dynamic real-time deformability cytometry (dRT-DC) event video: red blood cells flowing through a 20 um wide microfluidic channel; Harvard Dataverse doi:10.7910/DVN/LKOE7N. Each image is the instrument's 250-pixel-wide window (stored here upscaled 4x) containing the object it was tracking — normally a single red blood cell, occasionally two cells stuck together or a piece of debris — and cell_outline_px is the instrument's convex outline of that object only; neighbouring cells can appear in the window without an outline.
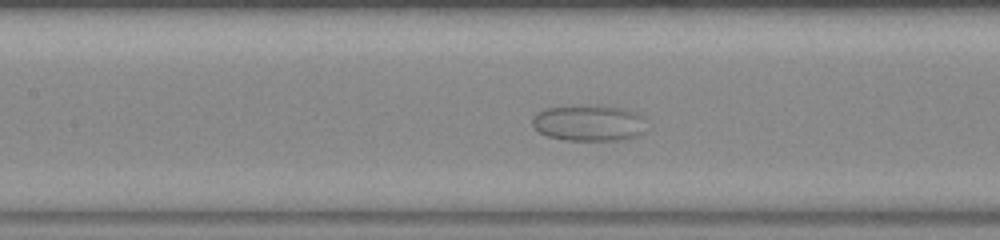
{"species": "common noctule bat (a hibernating species)", "species_latin": "Nyctalus noctula", "temperature_condition": "warm", "stored_images_in_passage": 55, "camera_frame_rate_fps": 3000, "um_per_image_px": 0.085, "animal": {"sex": "female", "body_mass_g": 23.0, "forearm_length_mm": 53.4}, "frame": {"image": 1, "passage_image": 24, "time_ms": 7.667, "image_size_px": [1000, 240], "cell_outline_px": [[644, 116], [640, 132], [636, 136], [624, 140], [564, 140], [548, 136], [540, 132], [532, 124], [532, 116], [548, 108], [596, 104], [620, 108], [636, 112]], "centroid_in_image_um": [50.03, 10.44], "position_along_channel_um": 157.4, "area_um2": 23.81}}